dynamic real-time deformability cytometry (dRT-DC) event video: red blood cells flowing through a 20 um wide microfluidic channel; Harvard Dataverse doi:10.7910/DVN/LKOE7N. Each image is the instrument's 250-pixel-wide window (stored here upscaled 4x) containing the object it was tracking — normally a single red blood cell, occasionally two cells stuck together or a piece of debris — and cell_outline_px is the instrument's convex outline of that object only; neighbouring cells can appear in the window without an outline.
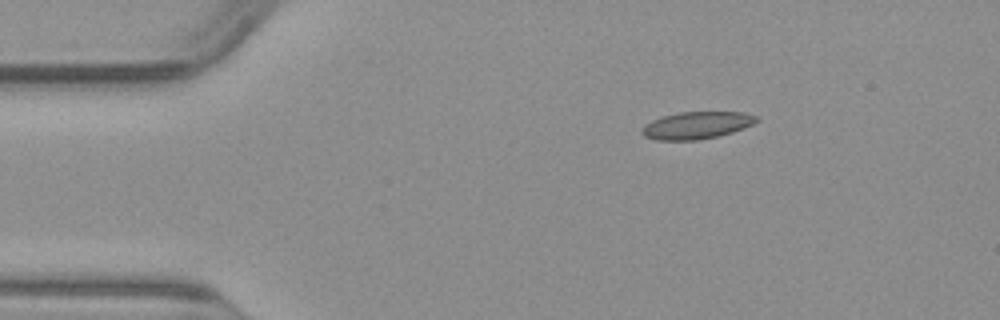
{"species": "common noctule bat (a hibernating species)", "species_latin": "Nyctalus noctula", "temperature_condition": "warm", "stored_images_in_passage": 43, "camera_frame_rate_fps": 3000, "um_per_image_px": 0.085, "animal": {"sex": "male", "body_mass_g": 23.1, "forearm_length_mm": 52.7}, "frame": {"image": 1, "passage_image": 1, "time_ms": 0.0, "image_size_px": [1000, 320], "cell_outline_px": [[760, 120], [744, 128], [732, 132], [700, 140], [656, 140], [644, 136], [640, 132], [640, 128], [644, 124], [660, 116], [680, 112], [744, 112], [756, 116]], "centroid_in_image_um": [59.17, 10.65], "position_along_channel_um": 25.8, "area_um2": 18.32}}
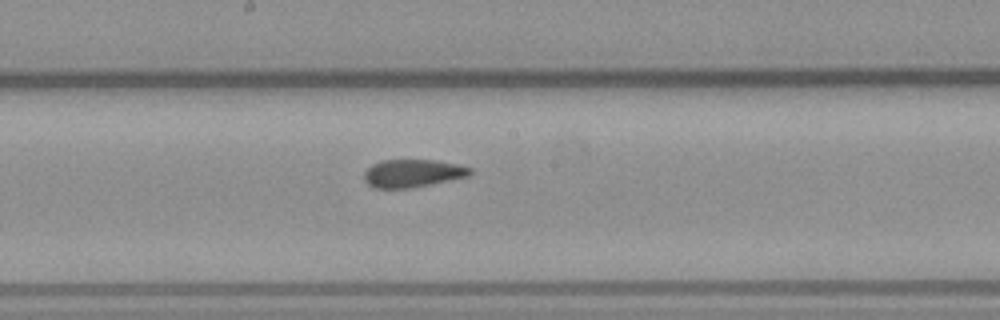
{"frame": {"image": 2, "passage_image": 19, "time_ms": 6.0, "image_size_px": [1000, 320], "cell_outline_px": [[472, 172], [468, 176], [412, 188], [372, 188], [364, 180], [364, 172], [372, 164], [380, 160], [436, 160], [456, 164], [472, 168]], "centroid_in_image_um": [35.04, 14.73], "position_along_channel_um": 213.2, "area_um2": 17.22}}
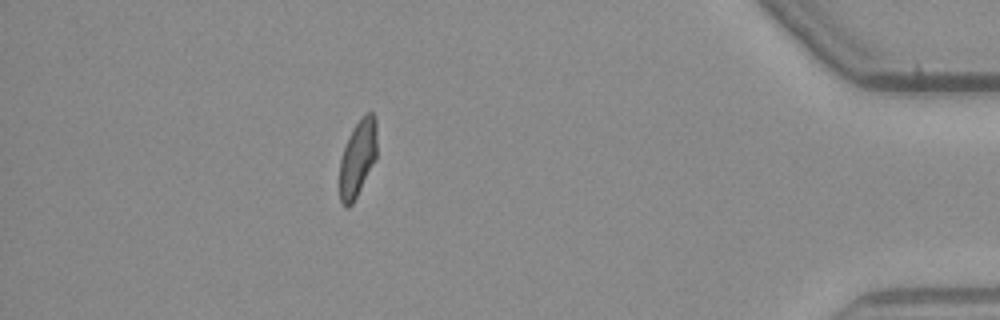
{"frame": {"image": 3, "passage_image": 37, "time_ms": 12.0, "image_size_px": [1000, 320], "cell_outline_px": [[376, 160], [352, 204], [348, 208], [344, 208], [340, 200], [340, 160], [348, 136], [352, 128], [368, 112], [372, 112], [376, 116]], "centroid_in_image_um": [30.4, 13.46], "position_along_channel_um": 404.8, "area_um2": 16.65}}